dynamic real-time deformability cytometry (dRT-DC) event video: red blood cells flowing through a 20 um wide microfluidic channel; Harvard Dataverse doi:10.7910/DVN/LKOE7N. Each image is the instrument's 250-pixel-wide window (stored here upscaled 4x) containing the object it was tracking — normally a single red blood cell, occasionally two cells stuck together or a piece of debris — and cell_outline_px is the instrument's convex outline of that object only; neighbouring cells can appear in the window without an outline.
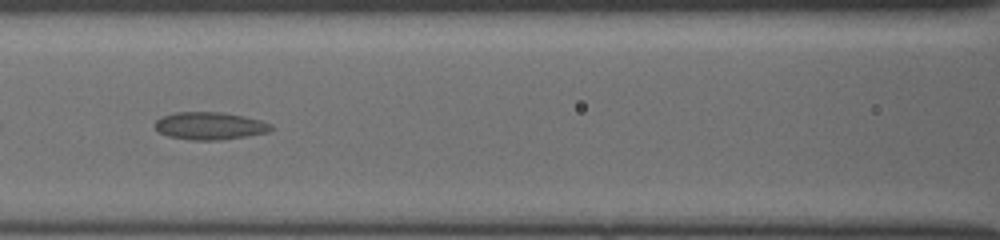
{"species": "common noctule bat (a hibernating species)", "species_latin": "Nyctalus noctula", "temperature_condition": "cold", "stored_images_in_passage": 17, "camera_frame_rate_fps": 3000, "um_per_image_px": 0.085, "animal": {"sex": "female", "body_mass_g": 19.5, "forearm_length_mm": 54.1}, "frame": {"image": 1, "passage_image": 8, "time_ms": 2.333, "image_size_px": [1000, 240], "cell_outline_px": [[272, 128], [268, 132], [220, 140], [188, 140], [168, 136], [160, 132], [156, 128], [156, 120], [164, 116], [176, 112], [224, 112], [244, 116], [260, 120], [272, 124]], "centroid_in_image_um": [17.84, 10.69], "position_along_channel_um": 148.8, "area_um2": 18.5}}